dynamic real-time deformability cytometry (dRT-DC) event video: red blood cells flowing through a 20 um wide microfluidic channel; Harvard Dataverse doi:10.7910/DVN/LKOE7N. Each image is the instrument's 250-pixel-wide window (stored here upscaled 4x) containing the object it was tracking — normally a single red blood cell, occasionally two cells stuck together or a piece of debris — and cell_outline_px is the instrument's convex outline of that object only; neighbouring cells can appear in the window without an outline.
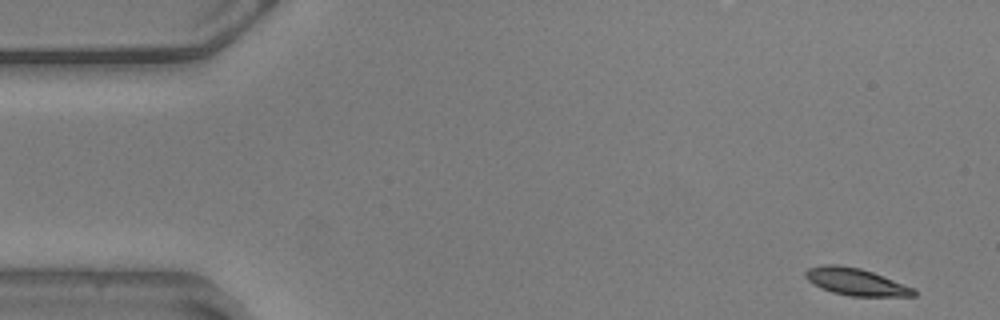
{"species": "common noctule bat (a hibernating species)", "species_latin": "Nyctalus noctula", "temperature_condition": "warm", "stored_images_in_passage": 54, "camera_frame_rate_fps": 3000, "um_per_image_px": 0.085, "animal": {"sex": "male", "body_mass_g": 20.5, "forearm_length_mm": 52.5}, "frame": {"image": 1, "passage_image": 1, "time_ms": 0.0, "image_size_px": [1000, 320], "cell_outline_px": [[916, 296], [852, 296], [832, 292], [820, 288], [808, 280], [804, 276], [804, 272], [808, 268], [828, 264], [836, 264], [860, 268], [872, 272], [916, 288]], "centroid_in_image_um": [72.76, 23.95], "position_along_channel_um": 12.2, "area_um2": 17.11}}
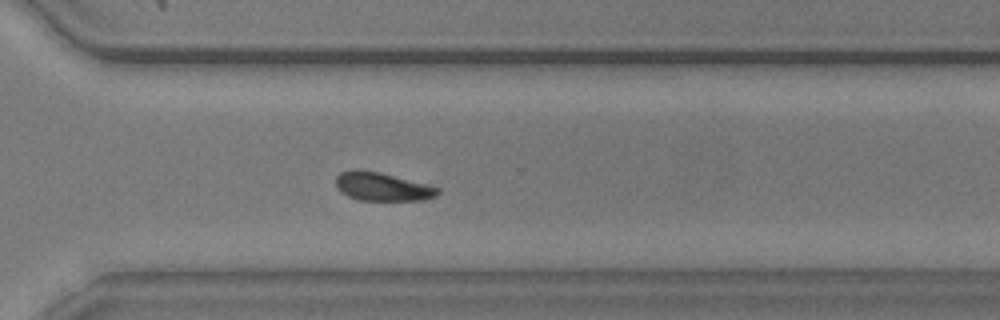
{"frame": {"image": 2, "passage_image": 38, "time_ms": 12.333, "image_size_px": [1000, 320], "cell_outline_px": [[440, 192], [436, 196], [424, 200], [360, 200], [348, 196], [336, 188], [336, 176], [340, 172], [356, 168], [380, 172], [428, 184], [440, 188]], "centroid_in_image_um": [32.49, 15.85], "position_along_channel_um": 338.1, "area_um2": 17.05}}
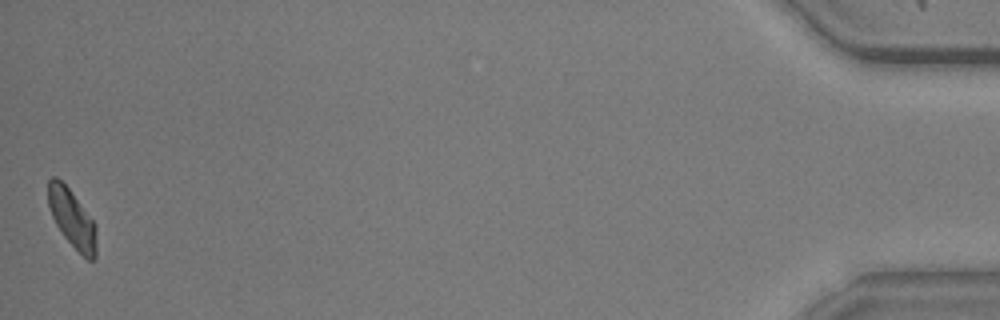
{"frame": {"image": 3, "passage_image": 54, "time_ms": 17.667, "image_size_px": [1000, 320], "cell_outline_px": [[96, 260], [88, 260], [64, 236], [56, 224], [52, 216], [48, 204], [48, 180], [52, 176], [56, 176], [72, 192], [96, 224]], "centroid_in_image_um": [6.13, 18.56], "position_along_channel_um": 429.1, "area_um2": 16.18}, "authors_computed_cell_mechanics": {"area_um2": 17.2533, "velocity_mm_per_s": 3.5587, "shape_relaxation_time_tau1_ms": 3.3327, "shape_relaxation_time_tau2_ms": null, "deformation_change_tau1": 0.1123, "deformation_change_tau2": null}}